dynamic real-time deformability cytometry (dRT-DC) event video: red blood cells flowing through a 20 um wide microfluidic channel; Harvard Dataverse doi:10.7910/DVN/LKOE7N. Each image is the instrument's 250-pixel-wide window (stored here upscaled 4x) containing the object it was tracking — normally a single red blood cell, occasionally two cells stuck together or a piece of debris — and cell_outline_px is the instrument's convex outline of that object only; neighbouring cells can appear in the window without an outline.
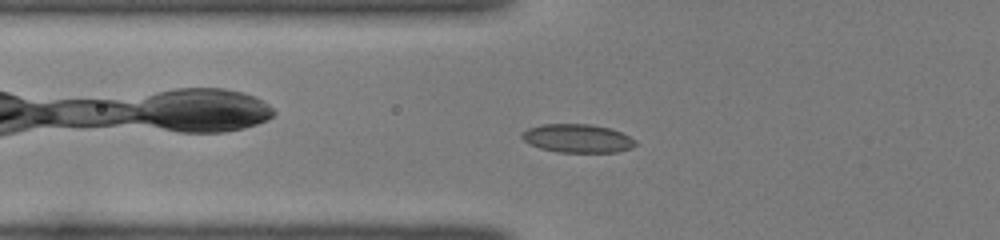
{"species": "common noctule bat (a hibernating species)", "species_latin": "Nyctalus noctula", "temperature_condition": "room temperature", "stored_images_in_passage": 42, "camera_frame_rate_fps": 3000, "um_per_image_px": 0.085, "animal": {"sex": "female", "body_mass_g": 22.0, "forearm_length_mm": 56.7}, "frame": {"image": 1, "passage_image": 13, "time_ms": 4.0, "image_size_px": [1000, 240], "cell_outline_px": [[636, 144], [632, 148], [616, 152], [556, 152], [540, 148], [528, 144], [520, 136], [528, 128], [544, 124], [592, 124], [612, 128], [636, 140]], "centroid_in_image_um": [49.09, 11.76], "position_along_channel_um": 76.7, "area_um2": 18.9}}
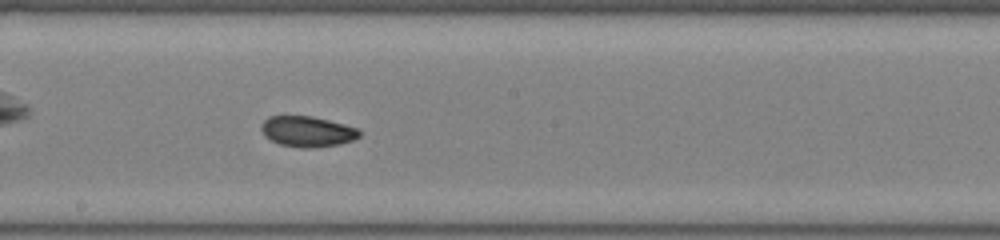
{"frame": {"image": 2, "passage_image": 24, "time_ms": 7.667, "image_size_px": [1000, 240], "cell_outline_px": [[360, 136], [352, 140], [340, 144], [312, 148], [300, 148], [280, 144], [264, 136], [260, 128], [260, 124], [268, 116], [312, 116], [360, 128]], "centroid_in_image_um": [26.12, 11.17], "position_along_channel_um": 222.1, "area_um2": 17.63}}
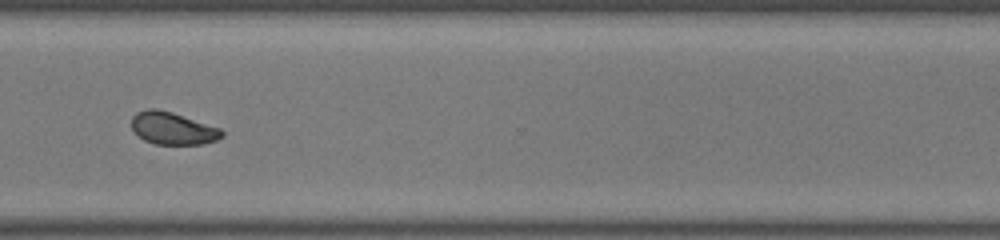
{"frame": {"image": 3, "passage_image": 34, "time_ms": 11.0, "image_size_px": [1000, 240], "cell_outline_px": [[224, 136], [216, 140], [204, 144], [156, 144], [144, 140], [136, 136], [132, 128], [132, 116], [136, 112], [148, 108], [156, 108], [172, 112], [220, 128], [224, 132]], "centroid_in_image_um": [14.66, 10.91], "position_along_channel_um": 355.9, "area_um2": 17.17}, "authors_computed_cell_mechanics": {"area_um2": 17.5712, "velocity_mm_per_s": 4.0033, "shape_relaxation_time_tau1_ms": 4.2629, "shape_relaxation_time_tau2_ms": 1.9204, "deformation_change_tau1": 0.098, "deformation_change_tau2": 0.0558}}